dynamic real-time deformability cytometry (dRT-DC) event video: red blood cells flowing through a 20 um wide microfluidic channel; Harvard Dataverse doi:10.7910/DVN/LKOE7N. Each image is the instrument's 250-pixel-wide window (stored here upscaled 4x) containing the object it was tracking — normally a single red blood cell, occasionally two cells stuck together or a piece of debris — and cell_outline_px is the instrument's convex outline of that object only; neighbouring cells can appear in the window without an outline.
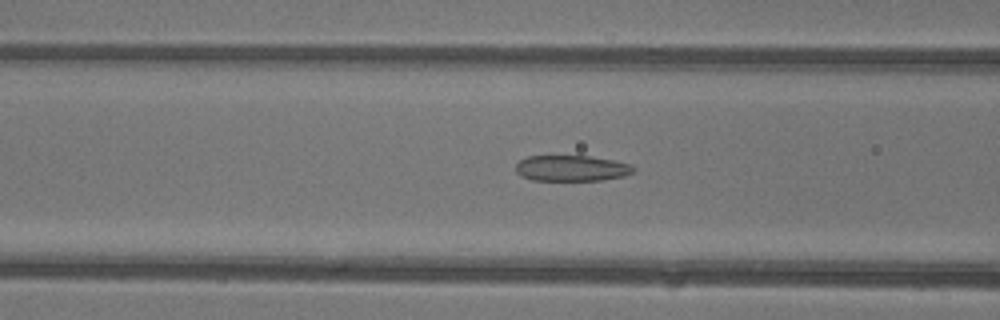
{"species": "common noctule bat (a hibernating species)", "species_latin": "Nyctalus noctula", "temperature_condition": "warm", "stored_images_in_passage": 46, "camera_frame_rate_fps": 3000, "um_per_image_px": 0.085, "animal": {"sex": "female"}, "frame": {"image": 1, "passage_image": 19, "time_ms": 6.0, "image_size_px": [1000, 320], "cell_outline_px": [[636, 168], [632, 172], [624, 176], [600, 180], [532, 180], [520, 176], [516, 172], [516, 164], [520, 160], [528, 156], [588, 156], [612, 160], [632, 164]], "centroid_in_image_um": [48.57, 14.3], "position_along_channel_um": 118.0, "area_um2": 17.69}}
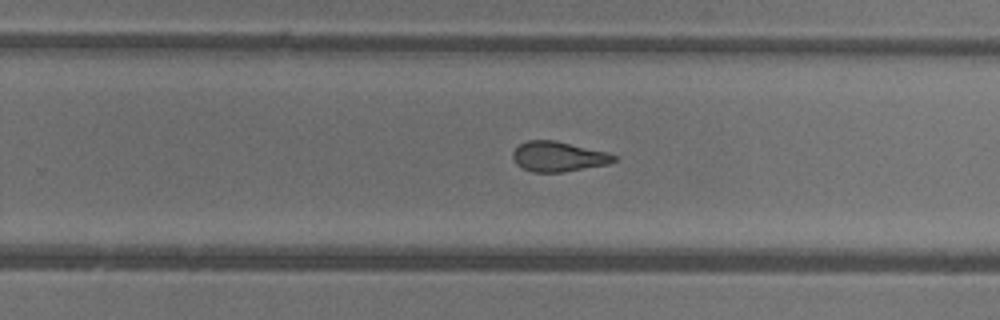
{"frame": {"image": 2, "passage_image": 30, "time_ms": 9.667, "image_size_px": [1000, 320], "cell_outline_px": [[616, 160], [608, 164], [560, 172], [532, 172], [516, 164], [512, 156], [512, 152], [520, 144], [528, 140], [556, 140], [608, 152], [616, 156]], "centroid_in_image_um": [47.45, 13.29], "position_along_channel_um": 282.3, "area_um2": 17.63}}
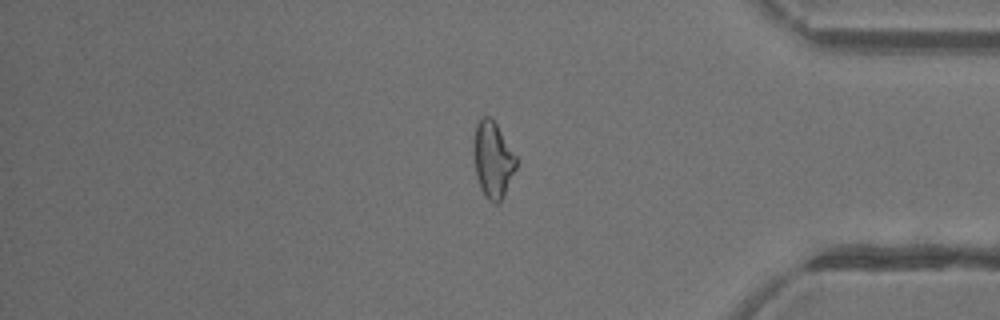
{"frame": {"image": 3, "passage_image": 39, "time_ms": 12.667, "image_size_px": [1000, 320], "cell_outline_px": [[516, 168], [500, 200], [496, 204], [488, 200], [484, 196], [480, 188], [476, 176], [472, 152], [472, 140], [476, 124], [484, 116], [488, 116], [496, 124], [516, 156]], "centroid_in_image_um": [41.84, 13.56], "position_along_channel_um": 393.4, "area_um2": 18.79}, "authors_computed_cell_mechanics": {"area_um2": 19.4208, "velocity_mm_per_s": 4.485, "shape_relaxation_time_tau1_ms": null, "shape_relaxation_time_tau2_ms": 2.0805, "deformation_change_tau1": null, "deformation_change_tau2": 0.085}}